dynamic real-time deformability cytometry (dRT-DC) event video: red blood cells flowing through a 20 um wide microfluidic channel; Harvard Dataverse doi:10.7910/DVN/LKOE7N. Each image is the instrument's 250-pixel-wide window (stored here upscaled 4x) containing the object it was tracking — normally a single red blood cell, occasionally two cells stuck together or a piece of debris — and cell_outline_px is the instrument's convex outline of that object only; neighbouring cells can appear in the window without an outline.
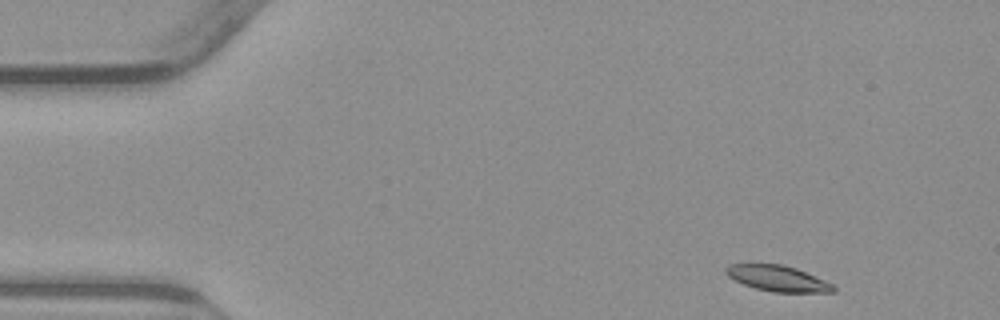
{"species": "common noctule bat (a hibernating species)", "species_latin": "Nyctalus noctula", "temperature_condition": "warm", "stored_images_in_passage": 50, "camera_frame_rate_fps": 3000, "um_per_image_px": 0.085, "animal": {"sex": "male", "body_mass_g": 23.1, "forearm_length_mm": 52.7}, "frame": {"image": 1, "passage_image": 2, "time_ms": 0.333, "image_size_px": [1000, 320], "cell_outline_px": [[836, 292], [772, 292], [756, 288], [744, 284], [728, 276], [724, 272], [724, 268], [728, 264], [784, 264], [796, 268], [824, 280], [832, 284], [836, 288]], "centroid_in_image_um": [66.09, 23.66], "position_along_channel_um": 18.9, "area_um2": 16.07}}
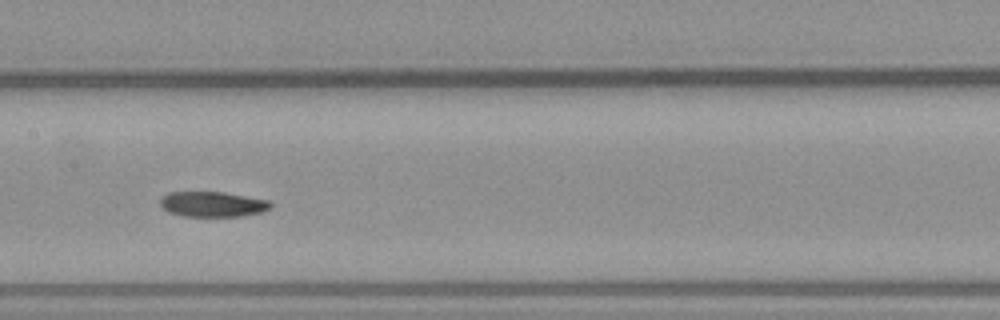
{"frame": {"image": 2, "passage_image": 23, "time_ms": 7.333, "image_size_px": [1000, 320], "cell_outline_px": [[272, 208], [260, 212], [240, 216], [184, 216], [168, 212], [160, 204], [160, 200], [168, 192], [224, 192], [268, 200], [272, 204]], "centroid_in_image_um": [18.08, 17.35], "position_along_channel_um": 189.3, "area_um2": 16.13}}
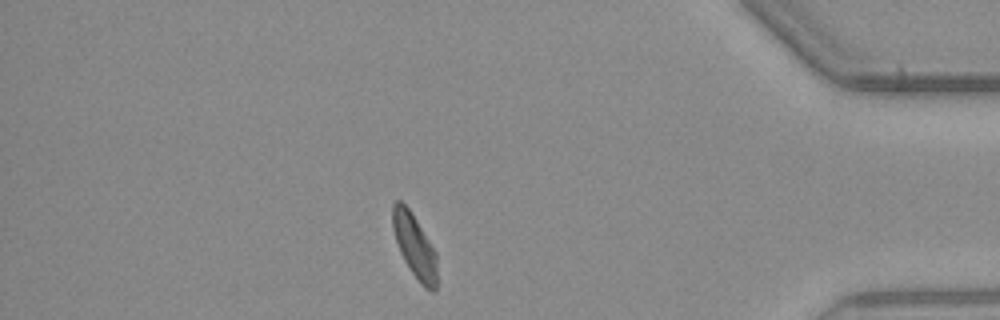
{"frame": {"image": 3, "passage_image": 43, "time_ms": 14.0, "image_size_px": [1000, 320], "cell_outline_px": [[436, 288], [432, 292], [424, 288], [420, 284], [404, 260], [400, 252], [392, 228], [392, 204], [396, 200], [400, 200], [408, 208], [416, 220], [436, 252]], "centroid_in_image_um": [35.22, 20.91], "position_along_channel_um": 400.0, "area_um2": 16.24}, "authors_computed_cell_mechanics": {"area_um2": 17.0799, "velocity_mm_per_s": 3.792, "shape_relaxation_time_tau1_ms": 10.2876, "shape_relaxation_time_tau2_ms": null, "deformation_change_tau1": 0.2204, "deformation_change_tau2": null}}